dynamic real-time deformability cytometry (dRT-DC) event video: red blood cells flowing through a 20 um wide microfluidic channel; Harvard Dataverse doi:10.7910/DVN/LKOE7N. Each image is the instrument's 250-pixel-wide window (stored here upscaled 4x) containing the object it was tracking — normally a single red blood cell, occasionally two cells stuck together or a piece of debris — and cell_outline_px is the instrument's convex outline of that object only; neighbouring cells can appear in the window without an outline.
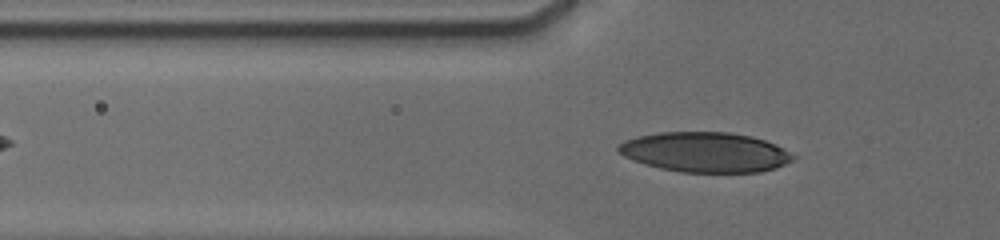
{"species": "human", "species_latin": "Homo sapiens", "temperature_condition": "cold", "stored_images_in_passage": 65, "camera_frame_rate_fps": 3000, "um_per_image_px": 0.085, "donor": {"sex": "male"}, "frame": {"image": 1, "passage_image": 19, "time_ms": 4.667, "image_size_px": [1000, 240], "cell_outline_px": [[796, 156], [792, 160], [776, 168], [760, 172], [680, 172], [660, 168], [644, 164], [624, 156], [616, 148], [624, 140], [636, 136], [660, 132], [728, 132], [752, 136], [776, 144], [784, 148]], "centroid_in_image_um": [59.95, 12.93], "position_along_channel_um": 65.9, "area_um2": 40.75}}
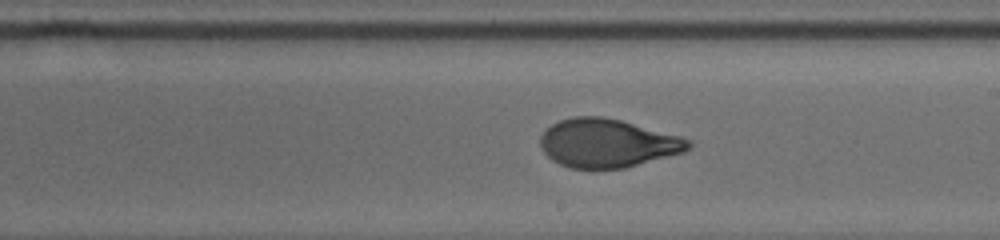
{"frame": {"image": 2, "passage_image": 38, "time_ms": 9.333, "image_size_px": [1000, 240], "cell_outline_px": [[692, 144], [684, 152], [624, 168], [568, 168], [552, 160], [544, 152], [540, 144], [540, 136], [552, 124], [560, 120], [572, 116], [604, 116], [620, 120], [680, 136], [692, 140]], "centroid_in_image_um": [51.62, 12.16], "position_along_channel_um": 237.4, "area_um2": 41.67}}
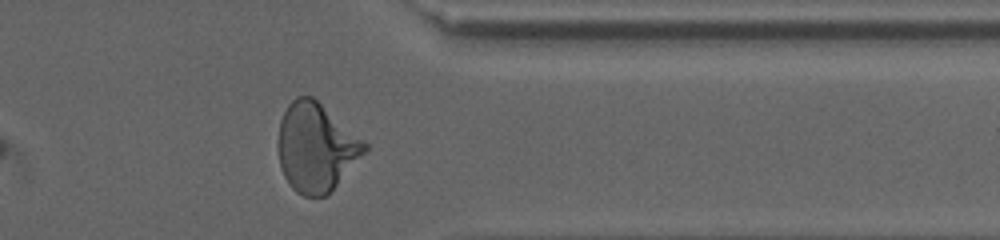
{"frame": {"image": 3, "passage_image": 57, "time_ms": 13.333, "image_size_px": [1000, 240], "cell_outline_px": [[368, 148], [336, 184], [324, 196], [304, 196], [296, 192], [292, 188], [284, 176], [280, 164], [276, 144], [280, 120], [288, 104], [296, 96], [312, 96], [364, 140], [368, 144]], "centroid_in_image_um": [26.81, 12.5], "position_along_channel_um": 384.6, "area_um2": 44.16}, "authors_computed_cell_mechanics": {"area_um2": 41.905, "velocity_mm_per_s": 3.7888, "shape_relaxation_time_tau1_ms": 3.3109, "shape_relaxation_time_tau2_ms": 0.7492, "deformation_change_tau1": 0.1689, "deformation_change_tau2": 0.0579}}